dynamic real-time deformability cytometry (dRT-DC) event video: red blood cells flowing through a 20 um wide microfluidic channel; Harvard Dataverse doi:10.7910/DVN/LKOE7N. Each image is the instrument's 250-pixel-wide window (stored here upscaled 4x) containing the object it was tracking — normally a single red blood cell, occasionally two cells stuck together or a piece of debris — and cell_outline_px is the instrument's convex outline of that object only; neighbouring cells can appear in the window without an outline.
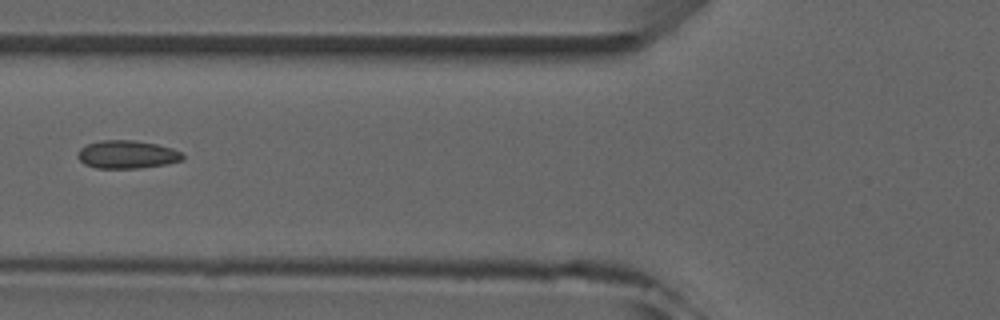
{"species": "common noctule bat (a hibernating species)", "species_latin": "Nyctalus noctula", "temperature_condition": "room temperature", "stored_images_in_passage": 6, "camera_frame_rate_fps": 3000, "um_per_image_px": 0.085, "animal": {"sex": "male", "forearm_length_mm": 52.5}, "frame": {"image": 1, "passage_image": 5, "time_ms": 5.667, "image_size_px": [1000, 320], "cell_outline_px": [[184, 160], [168, 164], [140, 168], [96, 168], [84, 164], [76, 156], [80, 148], [88, 144], [100, 140], [132, 140], [156, 144], [172, 148], [180, 152], [184, 156]], "centroid_in_image_um": [10.8, 13.14], "position_along_channel_um": 115.0, "area_um2": 17.22}}
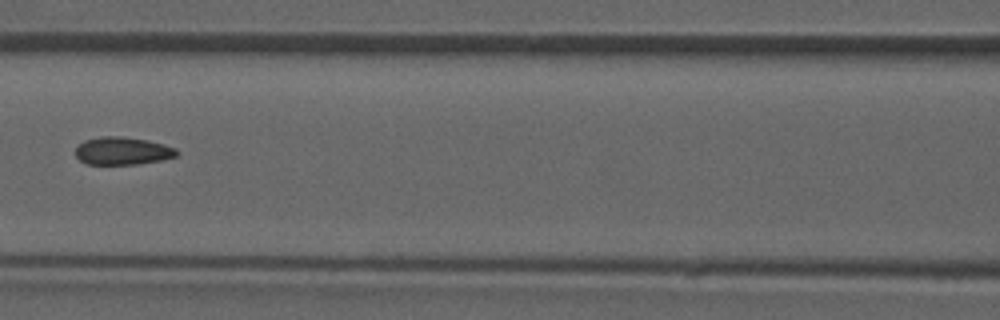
{"frame": {"image": 2, "passage_image": 6, "time_ms": 6.667, "image_size_px": [1000, 320], "cell_outline_px": [[180, 152], [176, 156], [160, 160], [136, 164], [88, 164], [80, 160], [76, 156], [76, 148], [84, 140], [100, 136], [120, 136], [148, 140], [164, 144], [176, 148]], "centroid_in_image_um": [10.43, 12.82], "position_along_channel_um": 156.2, "area_um2": 16.36}}